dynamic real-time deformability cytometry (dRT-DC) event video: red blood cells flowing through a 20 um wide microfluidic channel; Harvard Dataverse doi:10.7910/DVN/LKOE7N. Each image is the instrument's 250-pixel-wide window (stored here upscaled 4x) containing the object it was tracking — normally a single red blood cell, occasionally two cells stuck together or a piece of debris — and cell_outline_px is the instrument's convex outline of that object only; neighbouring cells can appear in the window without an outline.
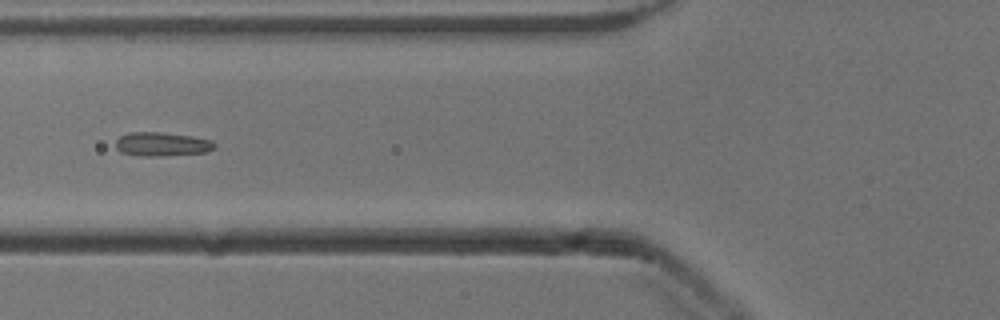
{"species": "common noctule bat (a hibernating species)", "species_latin": "Nyctalus noctula", "temperature_condition": "cold", "stored_images_in_passage": 52, "segment_of_instrument_passage": [2, 2], "camera_frame_rate_fps": 3000, "um_per_image_px": 0.085, "animal": {"sex": "male", "body_mass_g": 13.3}, "frame": {"image": 1, "passage_image": 20, "time_ms": 6.333, "image_size_px": [1000, 320], "cell_outline_px": [[216, 148], [208, 152], [164, 156], [140, 156], [120, 152], [116, 148], [116, 140], [120, 136], [128, 132], [160, 132], [192, 136], [212, 140], [216, 144]], "centroid_in_image_um": [13.78, 12.26], "position_along_channel_um": 112.0, "area_um2": 13.99}}
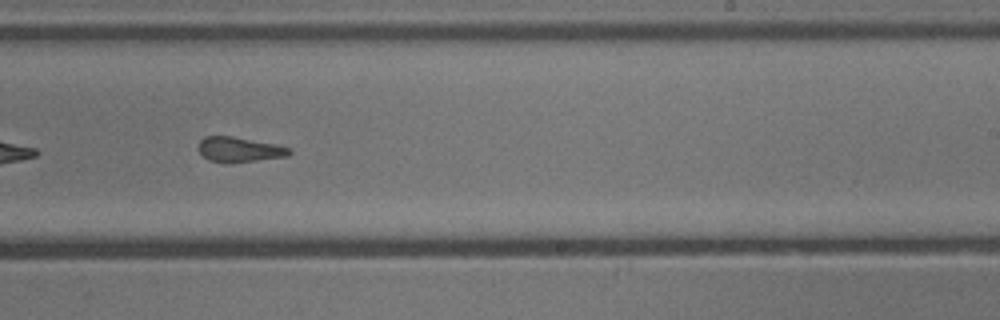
{"frame": {"image": 2, "passage_image": 32, "time_ms": 10.333, "image_size_px": [1000, 320], "cell_outline_px": [[292, 152], [288, 156], [256, 160], [208, 160], [196, 148], [200, 140], [204, 136], [232, 136], [276, 144], [288, 148]], "centroid_in_image_um": [20.33, 12.66], "position_along_channel_um": 268.7, "area_um2": 12.66}}
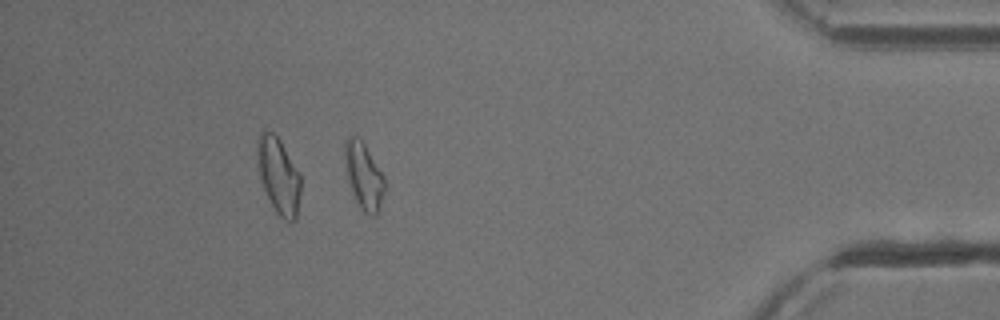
{"frame": {"image": 3, "passage_image": 46, "time_ms": 15.0, "image_size_px": [1000, 320], "cell_outline_px": [[384, 192], [376, 216], [372, 216], [364, 212], [360, 208], [356, 200], [348, 176], [344, 156], [344, 140], [348, 136], [356, 136], [364, 144], [384, 176]], "centroid_in_image_um": [30.92, 14.93], "position_along_channel_um": 404.3, "area_um2": 14.97}}